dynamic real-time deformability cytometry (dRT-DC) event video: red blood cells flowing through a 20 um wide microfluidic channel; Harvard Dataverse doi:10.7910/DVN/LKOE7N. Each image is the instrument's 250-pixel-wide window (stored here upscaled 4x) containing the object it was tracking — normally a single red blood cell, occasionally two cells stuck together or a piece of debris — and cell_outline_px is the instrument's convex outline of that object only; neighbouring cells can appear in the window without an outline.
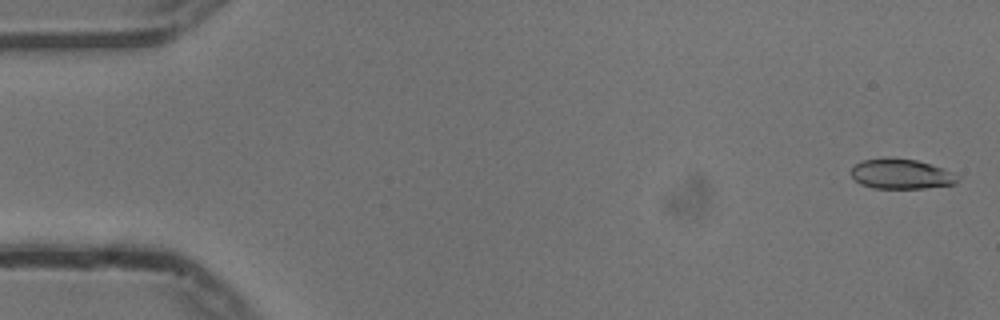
{"species": "common noctule bat (a hibernating species)", "species_latin": "Nyctalus noctula", "temperature_condition": "cold", "stored_images_in_passage": 42, "camera_frame_rate_fps": 3000, "um_per_image_px": 0.085, "animal": {"sex": "male", "body_mass_g": 13.3}, "frame": {"image": 1, "passage_image": 2, "time_ms": 0.333, "image_size_px": [1000, 320], "cell_outline_px": [[960, 180], [956, 184], [924, 188], [872, 188], [860, 184], [848, 172], [856, 164], [864, 160], [916, 160], [940, 168], [960, 176]], "centroid_in_image_um": [76.61, 14.84], "position_along_channel_um": 8.4, "area_um2": 17.98}}
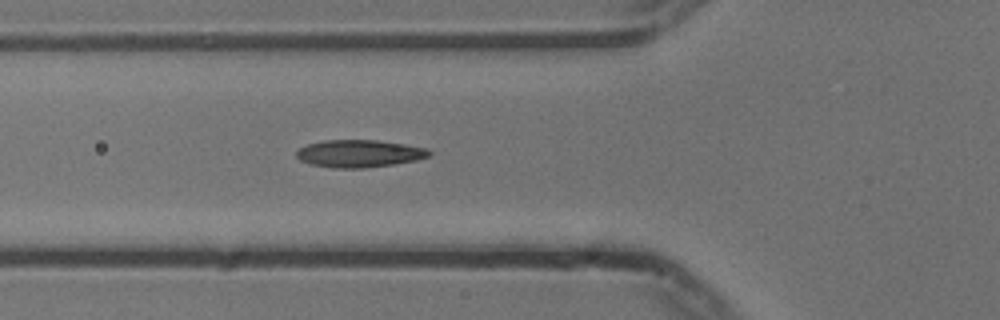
{"frame": {"image": 2, "passage_image": 20, "time_ms": 6.333, "image_size_px": [1000, 320], "cell_outline_px": [[432, 152], [428, 156], [416, 160], [392, 164], [364, 168], [332, 168], [312, 164], [300, 160], [296, 156], [296, 152], [300, 148], [308, 144], [324, 140], [376, 140], [404, 144], [424, 148]], "centroid_in_image_um": [30.51, 13.05], "position_along_channel_um": 95.3, "area_um2": 20.98}}
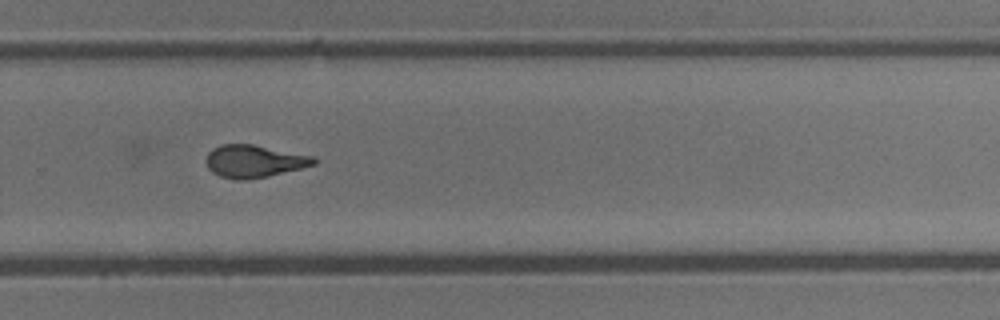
{"frame": {"image": 3, "passage_image": 37, "time_ms": 12.0, "image_size_px": [1000, 320], "cell_outline_px": [[316, 164], [268, 176], [244, 180], [236, 180], [220, 176], [212, 172], [208, 168], [204, 160], [208, 152], [212, 148], [220, 144], [252, 144], [316, 156]], "centroid_in_image_um": [21.57, 13.69], "position_along_channel_um": 308.2, "area_um2": 20.58}}